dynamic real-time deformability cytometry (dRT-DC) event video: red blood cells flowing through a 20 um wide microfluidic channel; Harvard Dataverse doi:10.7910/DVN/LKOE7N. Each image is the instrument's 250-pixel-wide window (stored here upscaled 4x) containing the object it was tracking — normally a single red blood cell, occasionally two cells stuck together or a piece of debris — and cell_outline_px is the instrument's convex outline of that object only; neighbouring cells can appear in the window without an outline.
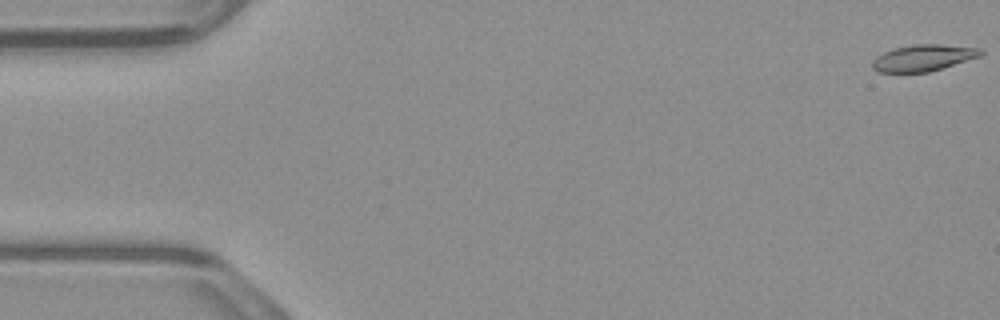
{"species": "common noctule bat (a hibernating species)", "species_latin": "Nyctalus noctula", "temperature_condition": "warm", "stored_images_in_passage": 12, "camera_frame_rate_fps": 3000, "um_per_image_px": 0.085, "animal": {"sex": "male", "body_mass_g": 23.1, "forearm_length_mm": 52.7}, "frame": {"image": 1, "passage_image": 1, "time_ms": 0.0, "image_size_px": [1000, 320], "cell_outline_px": [[984, 52], [980, 56], [928, 72], [880, 72], [872, 68], [872, 60], [876, 56], [884, 52], [896, 48], [912, 44], [940, 44], [980, 48]], "centroid_in_image_um": [78.46, 4.91], "position_along_channel_um": 6.5, "area_um2": 16.53}}